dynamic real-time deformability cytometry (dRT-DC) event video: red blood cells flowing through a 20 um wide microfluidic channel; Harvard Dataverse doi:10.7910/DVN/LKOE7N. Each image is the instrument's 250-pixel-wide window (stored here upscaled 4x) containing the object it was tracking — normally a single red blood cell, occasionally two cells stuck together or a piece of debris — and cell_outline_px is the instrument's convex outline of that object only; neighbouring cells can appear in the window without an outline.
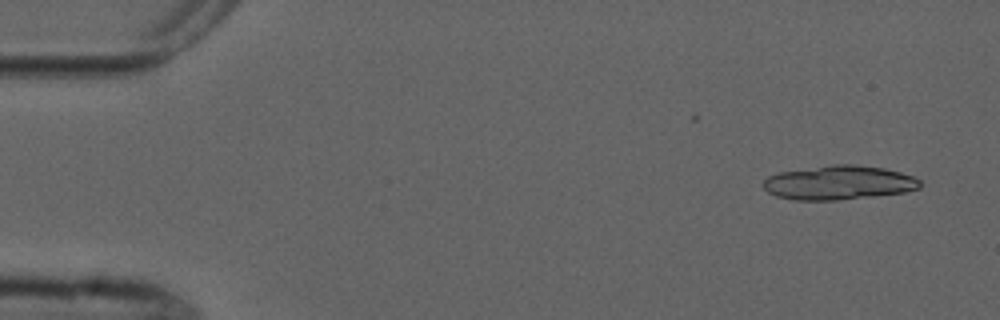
{"species": "common noctule bat (a hibernating species)", "species_latin": "Nyctalus noctula", "temperature_condition": "cold", "stored_images_in_passage": 5, "camera_frame_rate_fps": 3000, "um_per_image_px": 0.085, "animal": {"sex": "male", "forearm_length_mm": 52.5}, "frame": {"image": 1, "passage_image": 1, "time_ms": 0.0, "image_size_px": [1000, 320], "cell_outline_px": [[920, 188], [904, 192], [872, 196], [836, 200], [796, 200], [776, 196], [768, 192], [764, 188], [764, 180], [768, 176], [780, 172], [832, 164], [856, 164], [884, 168], [900, 172], [912, 176], [920, 180]], "centroid_in_image_um": [71.29, 15.52], "position_along_channel_um": 13.7, "area_um2": 31.04}}